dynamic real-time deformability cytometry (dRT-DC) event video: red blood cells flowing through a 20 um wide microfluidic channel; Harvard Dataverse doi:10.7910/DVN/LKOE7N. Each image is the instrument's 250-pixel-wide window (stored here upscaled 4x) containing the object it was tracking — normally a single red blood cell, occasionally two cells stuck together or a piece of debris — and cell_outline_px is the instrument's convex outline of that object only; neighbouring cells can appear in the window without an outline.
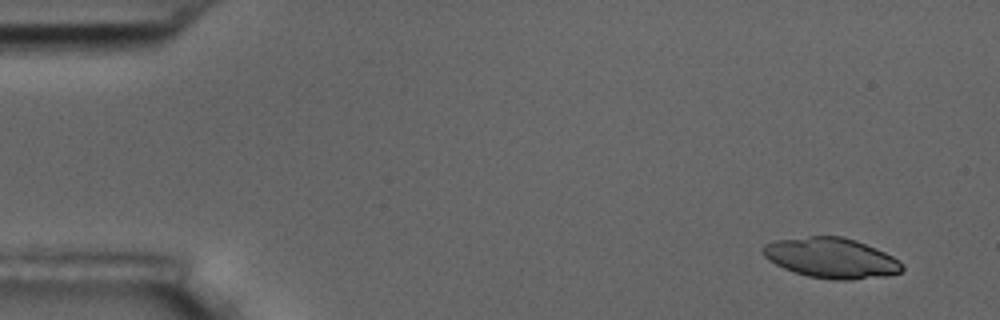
{"species": "common noctule bat (a hibernating species)", "species_latin": "Nyctalus noctula", "temperature_condition": "room temperature", "stored_images_in_passage": 5, "camera_frame_rate_fps": 3000, "um_per_image_px": 0.085, "animal": {"sex": "male", "body_mass_g": 17.5, "forearm_length_mm": 52.3}, "frame": {"image": 1, "passage_image": 1, "time_ms": 0.0, "image_size_px": [1000, 320], "cell_outline_px": [[904, 268], [900, 272], [888, 276], [848, 280], [832, 280], [808, 276], [784, 268], [768, 260], [760, 252], [764, 244], [776, 240], [808, 236], [844, 236], [856, 240], [876, 248], [900, 260], [904, 264]], "centroid_in_image_um": [70.67, 21.92], "position_along_channel_um": 14.3, "area_um2": 32.89}}